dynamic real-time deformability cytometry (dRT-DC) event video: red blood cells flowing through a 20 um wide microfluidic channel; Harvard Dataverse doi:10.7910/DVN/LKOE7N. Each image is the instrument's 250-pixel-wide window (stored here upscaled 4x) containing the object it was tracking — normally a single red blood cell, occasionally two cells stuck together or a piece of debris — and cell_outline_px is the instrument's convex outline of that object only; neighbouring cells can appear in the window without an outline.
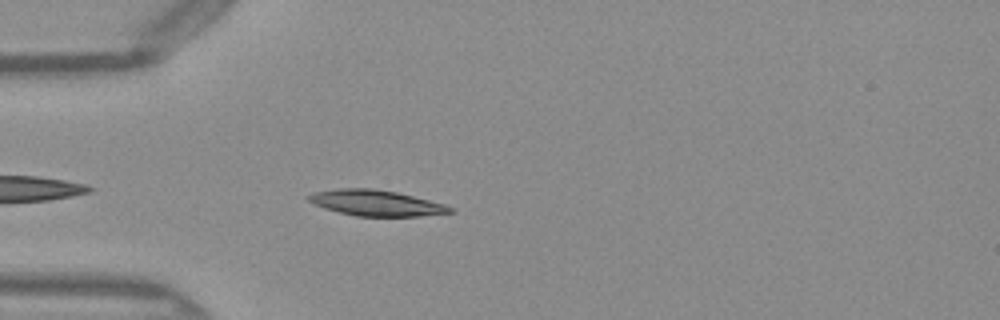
{"species": "Egyptian fruit bat (a non-hibernating species)", "species_latin": "Rousettus aegyptiacus", "temperature_condition": "warm", "stored_images_in_passage": 39, "camera_frame_rate_fps": 3000, "um_per_image_px": 0.085, "frame": {"image": 1, "passage_image": 3, "time_ms": 0.667, "image_size_px": [1000, 320], "cell_outline_px": [[456, 212], [420, 216], [356, 216], [324, 208], [308, 200], [304, 196], [312, 192], [340, 188], [372, 188], [396, 192], [444, 204], [456, 208]], "centroid_in_image_um": [31.97, 17.25], "position_along_channel_um": 53.0, "area_um2": 21.27}}
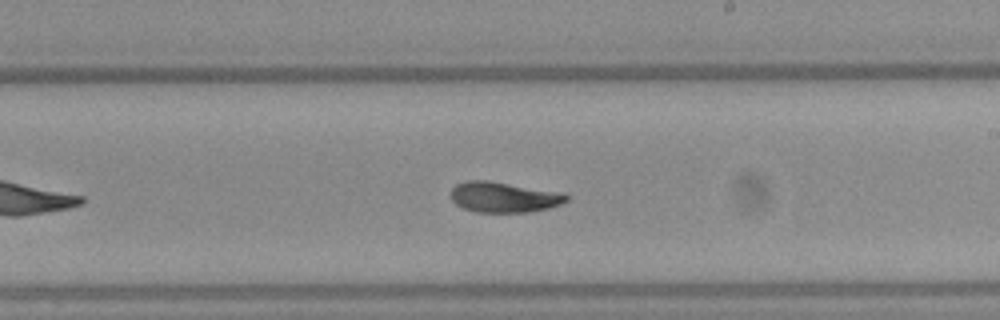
{"frame": {"image": 2, "passage_image": 18, "time_ms": 5.667, "image_size_px": [1000, 320], "cell_outline_px": [[568, 200], [560, 204], [548, 208], [528, 212], [476, 212], [464, 208], [456, 204], [452, 200], [452, 188], [456, 184], [464, 180], [484, 180], [564, 192], [568, 196]], "centroid_in_image_um": [42.83, 16.75], "position_along_channel_um": 246.2, "area_um2": 20.46}}
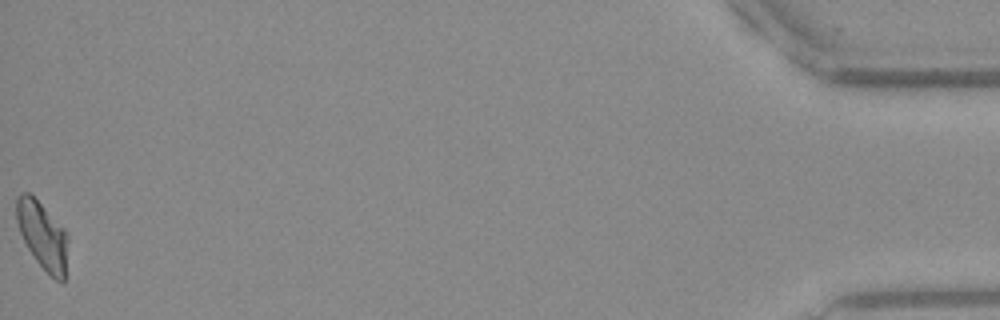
{"frame": {"image": 3, "passage_image": 39, "time_ms": 12.667, "image_size_px": [1000, 320], "cell_outline_px": [[68, 240], [64, 284], [56, 280], [36, 260], [28, 248], [20, 232], [16, 220], [16, 196], [20, 192], [28, 192], [64, 228], [68, 236]], "centroid_in_image_um": [3.61, 20.01], "position_along_channel_um": 431.6, "area_um2": 19.94}, "authors_computed_cell_mechanics": {"area_um2": 20.4034, "velocity_mm_per_s": 4.0436, "shape_relaxation_time_tau1_ms": 9.6924, "shape_relaxation_time_tau2_ms": 2.3611, "deformation_change_tau1": 0.2376, "deformation_change_tau2": 0.0678}}